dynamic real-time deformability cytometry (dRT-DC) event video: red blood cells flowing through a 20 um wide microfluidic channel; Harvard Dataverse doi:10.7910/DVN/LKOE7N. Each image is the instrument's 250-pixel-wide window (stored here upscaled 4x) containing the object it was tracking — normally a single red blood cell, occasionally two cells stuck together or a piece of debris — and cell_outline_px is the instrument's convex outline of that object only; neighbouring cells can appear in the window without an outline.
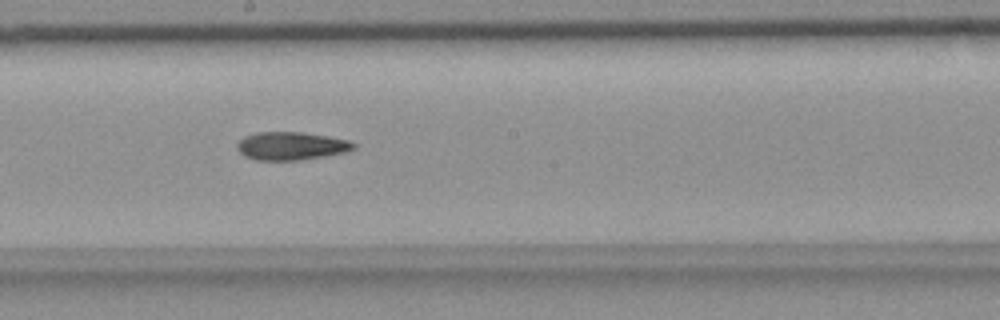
{"species": "common noctule bat (a hibernating species)", "species_latin": "Nyctalus noctula", "temperature_condition": "room temperature", "stored_images_in_passage": 42, "camera_frame_rate_fps": 3000, "um_per_image_px": 0.085, "animal": {"sex": "female", "body_mass_g": 18.4}, "frame": {"image": 1, "passage_image": 17, "time_ms": 5.333, "image_size_px": [1000, 320], "cell_outline_px": [[356, 148], [344, 152], [324, 156], [300, 160], [256, 160], [244, 156], [236, 148], [236, 144], [244, 136], [256, 132], [300, 132], [328, 136], [348, 140], [356, 144]], "centroid_in_image_um": [24.72, 12.4], "position_along_channel_um": 223.5, "area_um2": 19.07}}
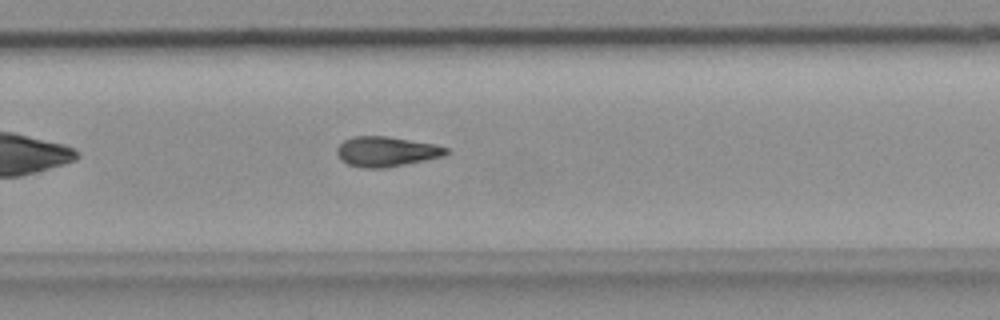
{"frame": {"image": 2, "passage_image": 23, "time_ms": 7.333, "image_size_px": [1000, 320], "cell_outline_px": [[452, 152], [444, 156], [384, 168], [364, 168], [348, 164], [336, 152], [336, 148], [344, 140], [356, 136], [388, 136], [432, 144], [448, 148]], "centroid_in_image_um": [32.86, 12.88], "position_along_channel_um": 296.9, "area_um2": 18.84}}
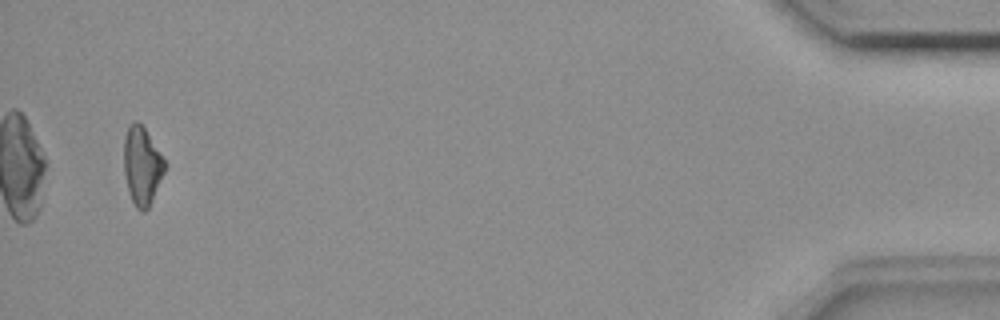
{"frame": {"image": 3, "passage_image": 40, "time_ms": 13.0, "image_size_px": [1000, 320], "cell_outline_px": [[168, 164], [152, 200], [148, 208], [144, 212], [140, 212], [136, 208], [128, 192], [124, 172], [124, 136], [128, 124], [136, 120], [144, 128]], "centroid_in_image_um": [12.07, 14.09], "position_along_channel_um": 423.1, "area_um2": 18.73}, "authors_computed_cell_mechanics": {"area_um2": 18.9873, "velocity_mm_per_s": 3.6872, "shape_relaxation_time_tau1_ms": null, "shape_relaxation_time_tau2_ms": 9.2284, "deformation_change_tau1": null, "deformation_change_tau2": 0.2029}}